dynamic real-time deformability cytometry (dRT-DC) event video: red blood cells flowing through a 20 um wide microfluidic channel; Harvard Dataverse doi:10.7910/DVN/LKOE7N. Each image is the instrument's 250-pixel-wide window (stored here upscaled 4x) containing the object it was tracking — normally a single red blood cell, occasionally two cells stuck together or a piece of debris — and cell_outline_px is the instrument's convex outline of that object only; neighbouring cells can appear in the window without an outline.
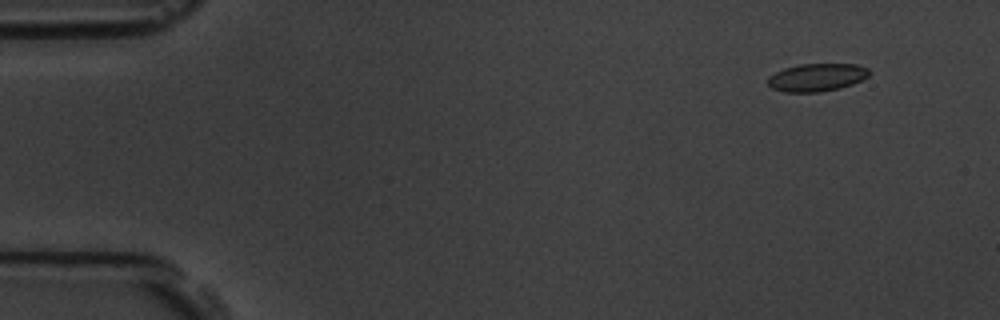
{"species": "common noctule bat (a hibernating species)", "species_latin": "Nyctalus noctula", "temperature_condition": "room temperature", "stored_images_in_passage": 5, "camera_frame_rate_fps": 3000, "um_per_image_px": 0.085, "animal": {"sex": "male", "body_mass_g": 19.5, "forearm_length_mm": 54.6}, "frame": {"image": 1, "passage_image": 2, "time_ms": 1.0, "image_size_px": [1000, 320], "cell_outline_px": [[872, 72], [868, 76], [852, 84], [840, 88], [820, 92], [784, 92], [772, 88], [768, 84], [768, 76], [784, 68], [800, 64], [856, 64], [868, 68]], "centroid_in_image_um": [69.43, 6.57], "position_along_channel_um": 15.6, "area_um2": 16.47}}
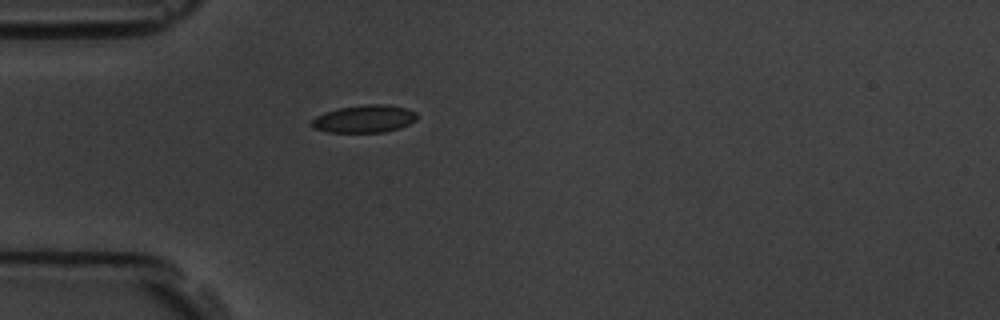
{"frame": {"image": 2, "passage_image": 5, "time_ms": 4.667, "image_size_px": [1000, 320], "cell_outline_px": [[416, 120], [400, 128], [384, 132], [328, 132], [312, 128], [308, 124], [316, 116], [324, 112], [340, 108], [364, 104], [388, 104], [408, 108], [416, 112]], "centroid_in_image_um": [30.95, 10.1], "position_along_channel_um": 54.0, "area_um2": 17.11}}